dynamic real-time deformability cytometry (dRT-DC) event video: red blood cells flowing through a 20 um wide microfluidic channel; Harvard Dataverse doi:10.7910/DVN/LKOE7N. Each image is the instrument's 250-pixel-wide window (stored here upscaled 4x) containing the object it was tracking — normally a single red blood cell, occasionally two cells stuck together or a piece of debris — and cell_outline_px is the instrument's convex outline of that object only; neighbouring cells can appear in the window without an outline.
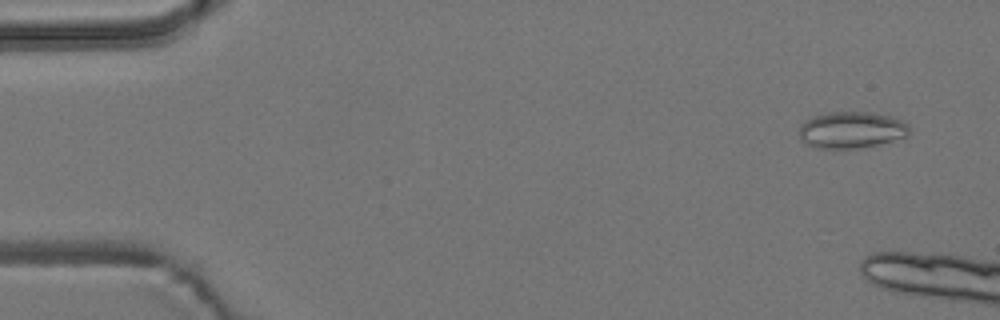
{"species": "common noctule bat (a hibernating species)", "species_latin": "Nyctalus noctula", "temperature_condition": "room temperature", "stored_images_in_passage": 5, "camera_frame_rate_fps": 3000, "um_per_image_px": 0.085, "animal": {"sex": "male", "body_mass_g": 19.2, "forearm_length_mm": 51.8}, "frame": {"image": 1, "passage_image": 5, "time_ms": 6.0, "image_size_px": [1000, 320], "cell_outline_px": [[912, 132], [908, 136], [876, 144], [856, 148], [816, 148], [804, 144], [800, 140], [800, 124], [812, 116], [828, 112], [872, 112], [888, 116], [900, 120], [908, 124], [912, 128]], "centroid_in_image_um": [72.36, 11.04], "position_along_channel_um": 12.6, "area_um2": 23.58}}